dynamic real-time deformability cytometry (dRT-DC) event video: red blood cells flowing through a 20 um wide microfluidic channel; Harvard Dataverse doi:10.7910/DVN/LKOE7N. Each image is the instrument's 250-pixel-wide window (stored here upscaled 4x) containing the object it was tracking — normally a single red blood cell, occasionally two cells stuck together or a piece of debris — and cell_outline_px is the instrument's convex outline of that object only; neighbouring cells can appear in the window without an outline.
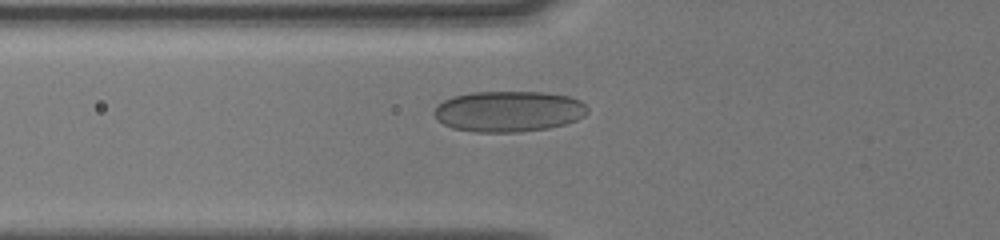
{"species": "human", "species_latin": "Homo sapiens", "temperature_condition": "cold", "stored_images_in_passage": 46, "camera_frame_rate_fps": 3000, "um_per_image_px": 0.085, "donor": {"sex": "male"}, "frame": {"image": 1, "passage_image": 13, "time_ms": 2.333, "image_size_px": [1000, 240], "cell_outline_px": [[588, 112], [584, 116], [576, 120], [564, 124], [548, 128], [520, 132], [472, 132], [452, 128], [436, 120], [432, 112], [436, 104], [452, 96], [472, 92], [548, 92], [568, 96], [580, 100], [588, 108]], "centroid_in_image_um": [43.19, 9.46], "position_along_channel_um": 82.6, "area_um2": 36.93}}
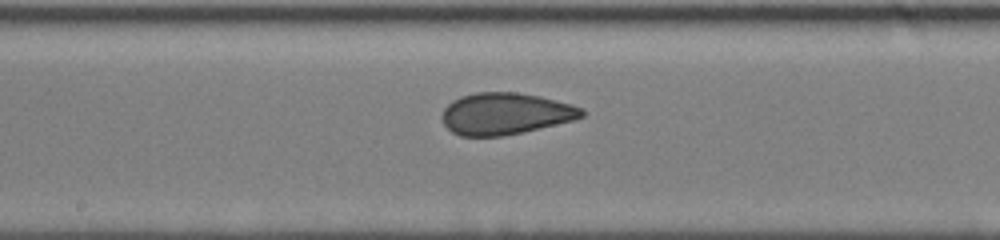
{"frame": {"image": 2, "passage_image": 27, "time_ms": 5.333, "image_size_px": [1000, 240], "cell_outline_px": [[584, 116], [572, 120], [524, 132], [504, 136], [460, 136], [452, 132], [444, 124], [444, 108], [452, 100], [460, 96], [476, 92], [516, 92], [540, 96], [572, 104], [584, 108]], "centroid_in_image_um": [42.97, 9.66], "position_along_channel_um": 205.2, "area_um2": 33.93}}
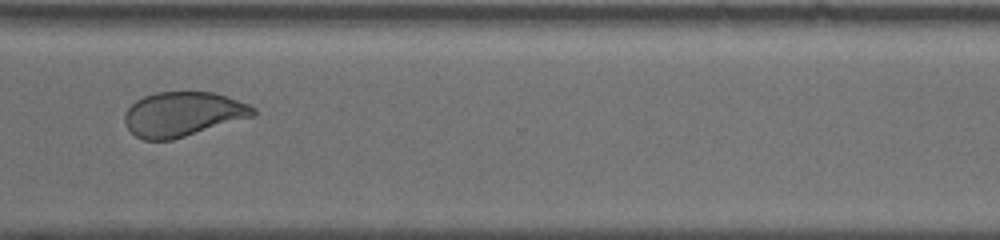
{"frame": {"image": 3, "passage_image": 45, "time_ms": 9.0, "image_size_px": [1000, 240], "cell_outline_px": [[256, 116], [172, 140], [144, 140], [136, 136], [128, 128], [124, 120], [124, 116], [128, 108], [136, 100], [144, 96], [156, 92], [216, 92], [248, 104], [256, 108]], "centroid_in_image_um": [15.57, 9.7], "position_along_channel_um": 355.0, "area_um2": 33.47}}